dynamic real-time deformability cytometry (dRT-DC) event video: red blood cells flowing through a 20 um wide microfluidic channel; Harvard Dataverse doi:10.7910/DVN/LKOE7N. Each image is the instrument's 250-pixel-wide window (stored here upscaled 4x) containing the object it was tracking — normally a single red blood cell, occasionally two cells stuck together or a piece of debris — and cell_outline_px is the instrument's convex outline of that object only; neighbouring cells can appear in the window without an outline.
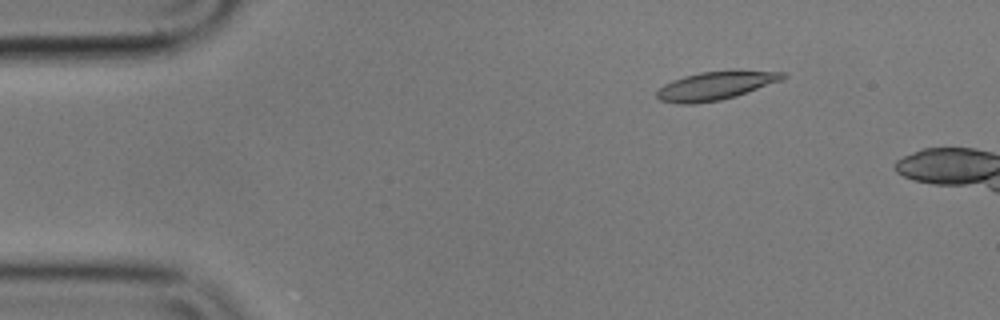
{"species": "common noctule bat (a hibernating species)", "species_latin": "Nyctalus noctula", "temperature_condition": "cold", "stored_images_in_passage": 14, "camera_frame_rate_fps": 3000, "um_per_image_px": 0.085, "animal": {"sex": "male", "body_mass_g": 17.9}, "frame": {"image": 1, "passage_image": 8, "time_ms": 2.333, "image_size_px": [1000, 320], "cell_outline_px": [[788, 76], [780, 80], [736, 96], [720, 100], [692, 104], [676, 104], [660, 100], [656, 96], [656, 92], [664, 84], [672, 80], [684, 76], [700, 72], [788, 72]], "centroid_in_image_um": [60.73, 7.32], "position_along_channel_um": 24.3, "area_um2": 20.17}}